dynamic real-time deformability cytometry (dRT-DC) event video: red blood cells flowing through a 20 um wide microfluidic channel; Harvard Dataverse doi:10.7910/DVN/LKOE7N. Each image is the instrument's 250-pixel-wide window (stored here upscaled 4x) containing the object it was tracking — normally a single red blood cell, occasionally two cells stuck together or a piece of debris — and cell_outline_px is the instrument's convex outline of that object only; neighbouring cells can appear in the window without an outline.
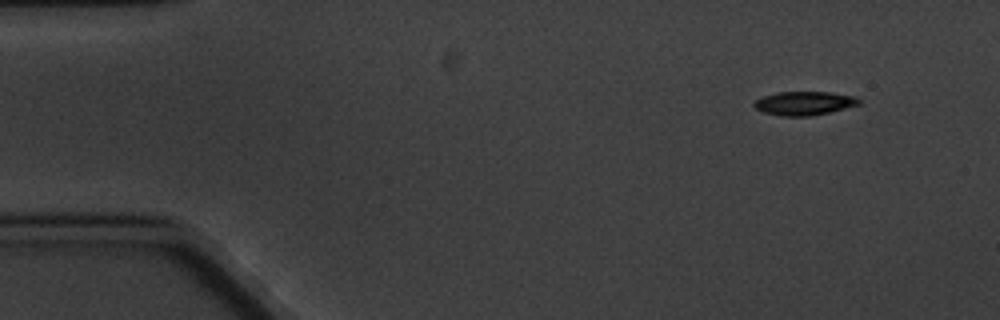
{"species": "common noctule bat (a hibernating species)", "species_latin": "Nyctalus noctula", "temperature_condition": "cold", "stored_images_in_passage": 5, "camera_frame_rate_fps": 3000, "um_per_image_px": 0.085, "animal": {"sex": "male", "body_mass_g": 20.1, "forearm_length_mm": 53.5}, "frame": {"image": 1, "passage_image": 1, "time_ms": 0.0, "image_size_px": [1000, 320], "cell_outline_px": [[860, 104], [828, 112], [808, 116], [784, 116], [764, 112], [756, 108], [752, 104], [756, 100], [764, 96], [776, 92], [828, 92], [856, 96], [860, 100]], "centroid_in_image_um": [68.36, 8.76], "position_along_channel_um": 16.6, "area_um2": 14.28}}
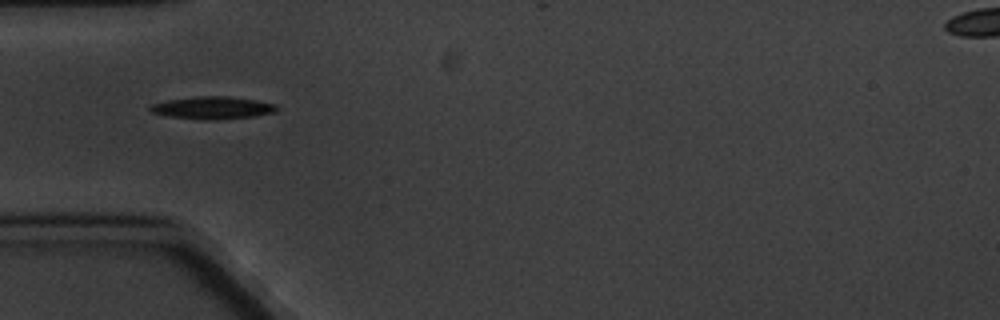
{"frame": {"image": 2, "passage_image": 4, "time_ms": 4.333, "image_size_px": [1000, 320], "cell_outline_px": [[280, 108], [276, 112], [256, 116], [216, 120], [204, 120], [168, 116], [152, 112], [148, 108], [152, 104], [168, 100], [192, 96], [228, 96], [276, 104]], "centroid_in_image_um": [18.09, 9.17], "position_along_channel_um": 66.9, "area_um2": 16.65}}